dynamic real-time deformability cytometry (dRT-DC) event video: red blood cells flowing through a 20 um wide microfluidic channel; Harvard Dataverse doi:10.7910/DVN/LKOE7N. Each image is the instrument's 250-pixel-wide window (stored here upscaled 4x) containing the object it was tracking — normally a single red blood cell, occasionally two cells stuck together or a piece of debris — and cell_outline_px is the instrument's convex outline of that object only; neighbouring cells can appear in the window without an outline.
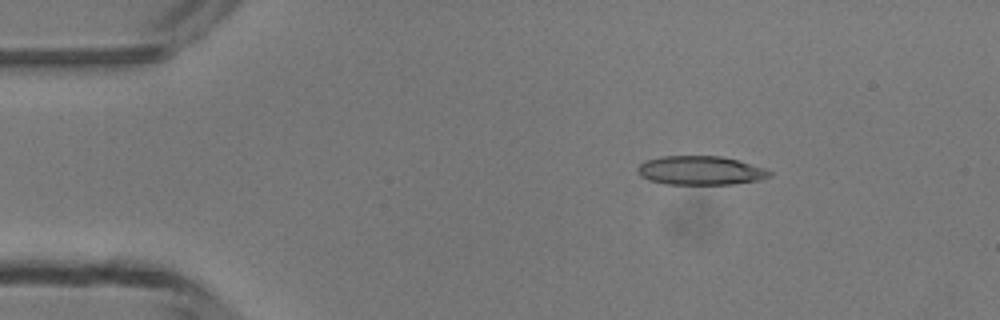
{"species": "common noctule bat (a hibernating species)", "species_latin": "Nyctalus noctula", "temperature_condition": "room temperature", "stored_images_in_passage": 4, "camera_frame_rate_fps": 3000, "um_per_image_px": 0.085, "animal": {"sex": "male", "body_mass_g": 13.3}, "frame": {"image": 1, "passage_image": 2, "time_ms": 1.0, "image_size_px": [1000, 320], "cell_outline_px": [[772, 176], [760, 180], [732, 184], [668, 184], [648, 180], [640, 176], [636, 172], [636, 168], [644, 160], [660, 156], [720, 156], [736, 160], [764, 168], [772, 172]], "centroid_in_image_um": [59.49, 14.49], "position_along_channel_um": 25.5, "area_um2": 22.31}}
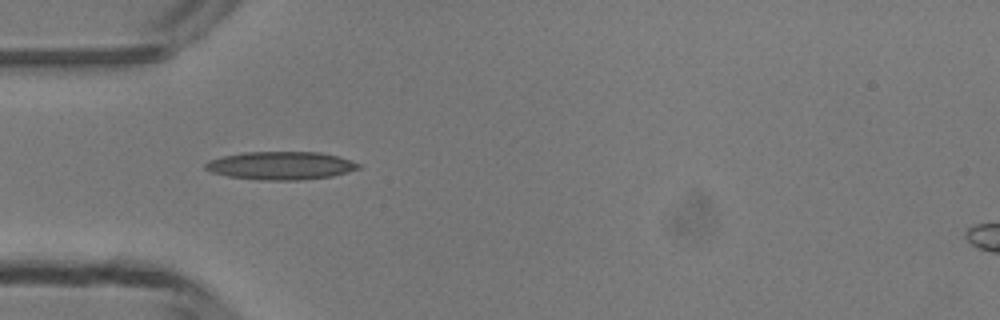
{"frame": {"image": 2, "passage_image": 4, "time_ms": 3.333, "image_size_px": [1000, 320], "cell_outline_px": [[360, 168], [332, 176], [300, 180], [260, 180], [228, 176], [212, 172], [204, 168], [204, 164], [208, 160], [224, 156], [244, 152], [320, 152], [340, 156], [360, 164]], "centroid_in_image_um": [23.86, 14.07], "position_along_channel_um": 61.1, "area_um2": 25.03}}